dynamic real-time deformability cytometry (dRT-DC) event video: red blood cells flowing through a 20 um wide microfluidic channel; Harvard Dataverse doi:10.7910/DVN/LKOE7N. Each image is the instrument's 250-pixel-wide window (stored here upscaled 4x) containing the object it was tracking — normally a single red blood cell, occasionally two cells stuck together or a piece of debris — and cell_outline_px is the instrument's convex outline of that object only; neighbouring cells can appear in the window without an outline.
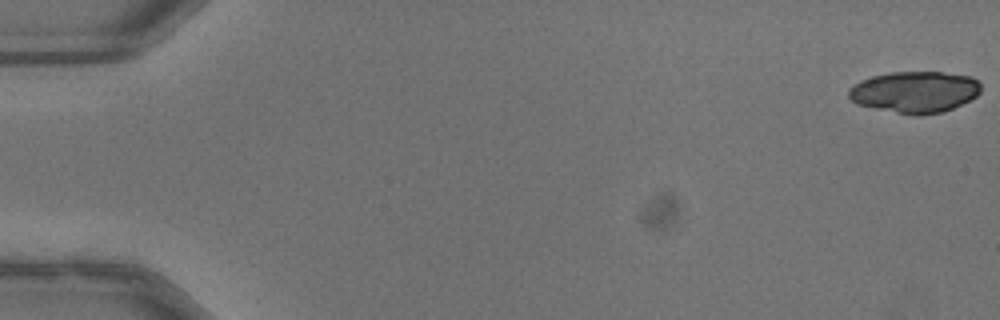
{"species": "common noctule bat (a hibernating species)", "species_latin": "Nyctalus noctula", "temperature_condition": "warm", "stored_images_in_passage": 52, "camera_frame_rate_fps": 3000, "um_per_image_px": 0.085, "animal": {"sex": "male", "body_mass_g": 13.3}, "frame": {"image": 1, "passage_image": 1, "time_ms": 0.0, "image_size_px": [1000, 320], "cell_outline_px": [[980, 92], [976, 96], [944, 112], [920, 116], [896, 112], [856, 104], [848, 96], [848, 88], [860, 80], [872, 76], [892, 72], [940, 72], [972, 76], [980, 80]], "centroid_in_image_um": [77.76, 7.81], "position_along_channel_um": 7.2, "area_um2": 31.96}}
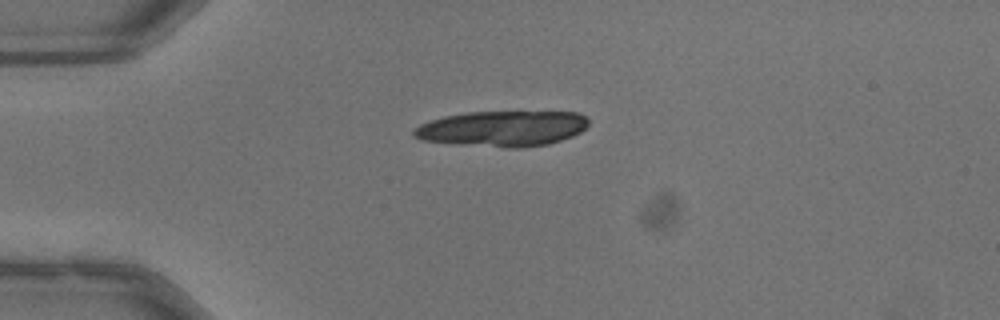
{"frame": {"image": 2, "passage_image": 14, "time_ms": 4.333, "image_size_px": [1000, 320], "cell_outline_px": [[588, 124], [580, 132], [572, 136], [548, 144], [520, 148], [504, 148], [420, 140], [412, 136], [412, 132], [420, 124], [444, 116], [468, 112], [576, 112], [584, 116], [588, 120]], "centroid_in_image_um": [42.69, 10.93], "position_along_channel_um": 42.3, "area_um2": 36.07}}
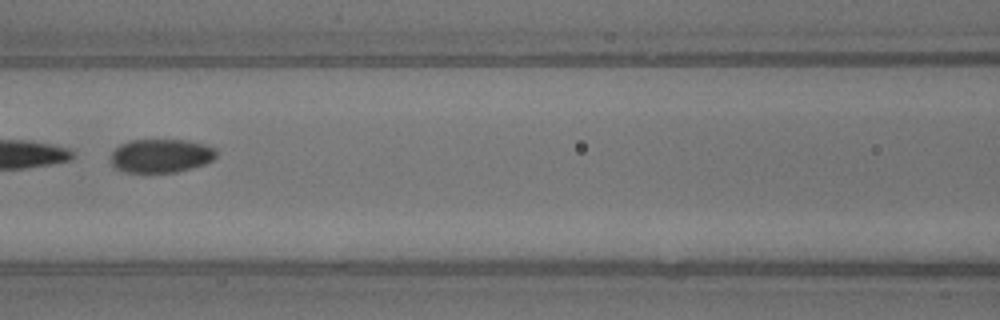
{"frame": {"image": 3, "passage_image": 25, "time_ms": 8.0, "image_size_px": [1000, 320], "cell_outline_px": [[216, 156], [212, 160], [204, 164], [192, 168], [176, 172], [124, 172], [116, 168], [112, 164], [112, 152], [120, 144], [132, 140], [188, 140], [204, 144], [216, 148]], "centroid_in_image_um": [13.7, 13.24], "position_along_channel_um": 152.9, "area_um2": 20.63}}